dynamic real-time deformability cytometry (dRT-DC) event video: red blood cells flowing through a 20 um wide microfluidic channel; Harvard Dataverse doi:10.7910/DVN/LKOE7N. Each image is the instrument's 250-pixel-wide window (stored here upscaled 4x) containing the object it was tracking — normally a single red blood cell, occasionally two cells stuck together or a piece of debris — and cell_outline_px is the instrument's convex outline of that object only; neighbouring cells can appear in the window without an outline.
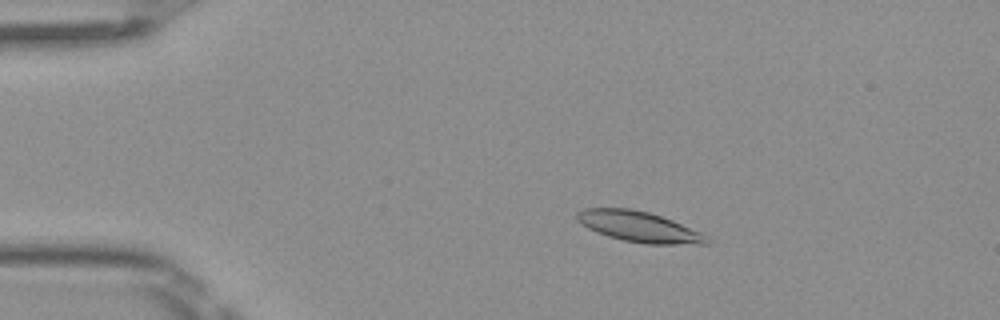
{"species": "Egyptian fruit bat (a non-hibernating species)", "species_latin": "Rousettus aegyptiacus", "temperature_condition": "room temperature", "stored_images_in_passage": 5, "camera_frame_rate_fps": 3000, "um_per_image_px": 0.085, "frame": {"image": 1, "passage_image": 3, "time_ms": 0.667, "image_size_px": [1000, 320], "cell_outline_px": [[712, 240], [708, 244], [648, 244], [624, 240], [608, 236], [596, 232], [580, 224], [576, 220], [576, 212], [584, 208], [628, 208], [648, 212], [672, 220], [700, 232], [708, 236]], "centroid_in_image_um": [54.3, 19.27], "position_along_channel_um": 30.7, "area_um2": 23.12}}
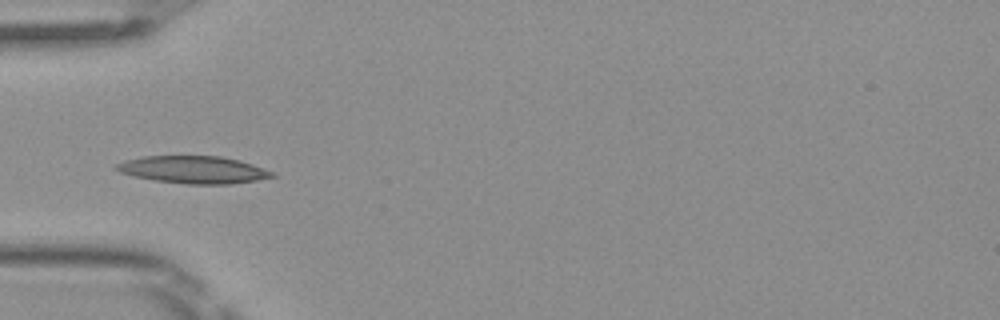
{"frame": {"image": 2, "passage_image": 5, "time_ms": 1.333, "image_size_px": [1000, 320], "cell_outline_px": [[276, 176], [256, 180], [228, 184], [184, 184], [156, 180], [136, 176], [120, 172], [112, 168], [116, 164], [124, 160], [144, 156], [220, 156], [240, 160], [252, 164], [272, 172]], "centroid_in_image_um": [16.41, 14.42], "position_along_channel_um": 68.6, "area_um2": 24.68}}